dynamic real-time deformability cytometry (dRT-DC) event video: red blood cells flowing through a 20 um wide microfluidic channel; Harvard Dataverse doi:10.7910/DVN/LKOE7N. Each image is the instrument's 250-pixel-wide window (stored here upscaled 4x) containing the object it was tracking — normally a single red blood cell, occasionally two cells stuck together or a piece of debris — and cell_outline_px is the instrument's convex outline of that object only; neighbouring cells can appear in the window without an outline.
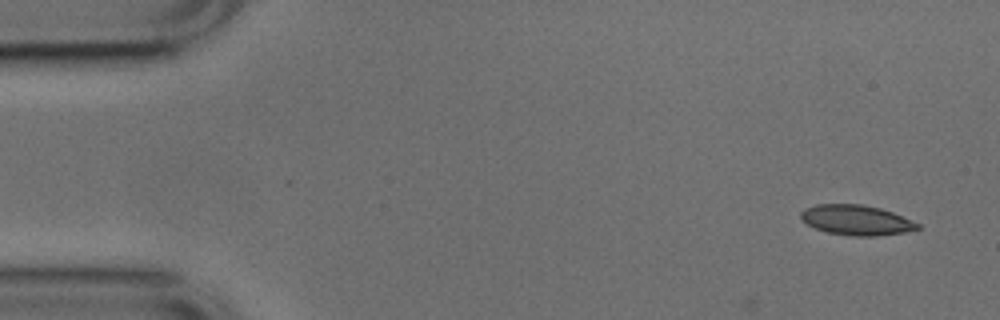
{"species": "common noctule bat (a hibernating species)", "species_latin": "Nyctalus noctula", "temperature_condition": "cold", "stored_images_in_passage": 2, "camera_frame_rate_fps": 3000, "um_per_image_px": 0.085, "animal": {"sex": "male", "body_mass_g": 17.9, "forearm_length_mm": 54.2}, "frame": {"image": 1, "passage_image": 2, "time_ms": 0.333, "image_size_px": [1000, 320], "cell_outline_px": [[920, 228], [904, 232], [876, 236], [852, 236], [828, 232], [816, 228], [808, 224], [800, 216], [800, 212], [804, 208], [816, 204], [860, 204], [880, 208], [892, 212], [920, 224]], "centroid_in_image_um": [72.78, 18.7], "position_along_channel_um": 12.2, "area_um2": 20.29}}